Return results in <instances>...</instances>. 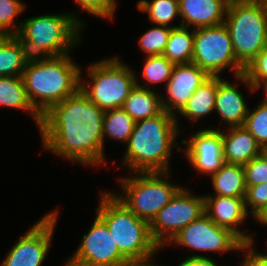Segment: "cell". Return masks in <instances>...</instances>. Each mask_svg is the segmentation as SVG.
Listing matches in <instances>:
<instances>
[{
  "mask_svg": "<svg viewBox=\"0 0 267 266\" xmlns=\"http://www.w3.org/2000/svg\"><path fill=\"white\" fill-rule=\"evenodd\" d=\"M249 107L244 100L243 93L236 88V84L222 79L217 84L215 112L228 123V127L243 126Z\"/></svg>",
  "mask_w": 267,
  "mask_h": 266,
  "instance_id": "obj_19",
  "label": "cell"
},
{
  "mask_svg": "<svg viewBox=\"0 0 267 266\" xmlns=\"http://www.w3.org/2000/svg\"><path fill=\"white\" fill-rule=\"evenodd\" d=\"M26 4L19 0H0V36L17 35L21 22H15V18L26 8Z\"/></svg>",
  "mask_w": 267,
  "mask_h": 266,
  "instance_id": "obj_29",
  "label": "cell"
},
{
  "mask_svg": "<svg viewBox=\"0 0 267 266\" xmlns=\"http://www.w3.org/2000/svg\"><path fill=\"white\" fill-rule=\"evenodd\" d=\"M138 82L136 77V86L121 107L135 122L155 117L164 111L160 93Z\"/></svg>",
  "mask_w": 267,
  "mask_h": 266,
  "instance_id": "obj_20",
  "label": "cell"
},
{
  "mask_svg": "<svg viewBox=\"0 0 267 266\" xmlns=\"http://www.w3.org/2000/svg\"><path fill=\"white\" fill-rule=\"evenodd\" d=\"M171 27L156 25L140 36L139 48L146 56L162 55L171 32Z\"/></svg>",
  "mask_w": 267,
  "mask_h": 266,
  "instance_id": "obj_30",
  "label": "cell"
},
{
  "mask_svg": "<svg viewBox=\"0 0 267 266\" xmlns=\"http://www.w3.org/2000/svg\"><path fill=\"white\" fill-rule=\"evenodd\" d=\"M0 105L29 112L39 129L41 116L28 100L22 76L0 77Z\"/></svg>",
  "mask_w": 267,
  "mask_h": 266,
  "instance_id": "obj_23",
  "label": "cell"
},
{
  "mask_svg": "<svg viewBox=\"0 0 267 266\" xmlns=\"http://www.w3.org/2000/svg\"><path fill=\"white\" fill-rule=\"evenodd\" d=\"M267 204V183L247 186L245 197V208L251 216ZM251 207L250 211L248 208Z\"/></svg>",
  "mask_w": 267,
  "mask_h": 266,
  "instance_id": "obj_35",
  "label": "cell"
},
{
  "mask_svg": "<svg viewBox=\"0 0 267 266\" xmlns=\"http://www.w3.org/2000/svg\"><path fill=\"white\" fill-rule=\"evenodd\" d=\"M224 24L245 68L267 46V0H230Z\"/></svg>",
  "mask_w": 267,
  "mask_h": 266,
  "instance_id": "obj_6",
  "label": "cell"
},
{
  "mask_svg": "<svg viewBox=\"0 0 267 266\" xmlns=\"http://www.w3.org/2000/svg\"><path fill=\"white\" fill-rule=\"evenodd\" d=\"M177 117L164 110L155 117L135 122L122 158V164L129 172L170 171L172 147L182 151L176 142L180 134Z\"/></svg>",
  "mask_w": 267,
  "mask_h": 266,
  "instance_id": "obj_2",
  "label": "cell"
},
{
  "mask_svg": "<svg viewBox=\"0 0 267 266\" xmlns=\"http://www.w3.org/2000/svg\"><path fill=\"white\" fill-rule=\"evenodd\" d=\"M134 126L135 121L121 107L106 110L103 119V140L107 136L127 143Z\"/></svg>",
  "mask_w": 267,
  "mask_h": 266,
  "instance_id": "obj_26",
  "label": "cell"
},
{
  "mask_svg": "<svg viewBox=\"0 0 267 266\" xmlns=\"http://www.w3.org/2000/svg\"><path fill=\"white\" fill-rule=\"evenodd\" d=\"M153 256H155V255L152 254V255L147 256V257H143V258L136 259L134 261H130L127 266H164V265H160V264L157 265L155 263L152 264L153 262H150V261L153 258Z\"/></svg>",
  "mask_w": 267,
  "mask_h": 266,
  "instance_id": "obj_39",
  "label": "cell"
},
{
  "mask_svg": "<svg viewBox=\"0 0 267 266\" xmlns=\"http://www.w3.org/2000/svg\"><path fill=\"white\" fill-rule=\"evenodd\" d=\"M134 176L120 178L123 196L115 197L137 217L151 223L182 188L169 182L168 172H136Z\"/></svg>",
  "mask_w": 267,
  "mask_h": 266,
  "instance_id": "obj_8",
  "label": "cell"
},
{
  "mask_svg": "<svg viewBox=\"0 0 267 266\" xmlns=\"http://www.w3.org/2000/svg\"><path fill=\"white\" fill-rule=\"evenodd\" d=\"M98 204L97 216L129 262L158 253L160 246L152 238L150 223L137 217L112 192L101 191Z\"/></svg>",
  "mask_w": 267,
  "mask_h": 266,
  "instance_id": "obj_5",
  "label": "cell"
},
{
  "mask_svg": "<svg viewBox=\"0 0 267 266\" xmlns=\"http://www.w3.org/2000/svg\"><path fill=\"white\" fill-rule=\"evenodd\" d=\"M92 224L64 266H127L106 224L97 215Z\"/></svg>",
  "mask_w": 267,
  "mask_h": 266,
  "instance_id": "obj_12",
  "label": "cell"
},
{
  "mask_svg": "<svg viewBox=\"0 0 267 266\" xmlns=\"http://www.w3.org/2000/svg\"><path fill=\"white\" fill-rule=\"evenodd\" d=\"M80 68L69 54L28 59L22 77L28 100L40 116L79 89Z\"/></svg>",
  "mask_w": 267,
  "mask_h": 266,
  "instance_id": "obj_3",
  "label": "cell"
},
{
  "mask_svg": "<svg viewBox=\"0 0 267 266\" xmlns=\"http://www.w3.org/2000/svg\"><path fill=\"white\" fill-rule=\"evenodd\" d=\"M246 186L267 183V160L261 154L243 165Z\"/></svg>",
  "mask_w": 267,
  "mask_h": 266,
  "instance_id": "obj_32",
  "label": "cell"
},
{
  "mask_svg": "<svg viewBox=\"0 0 267 266\" xmlns=\"http://www.w3.org/2000/svg\"><path fill=\"white\" fill-rule=\"evenodd\" d=\"M190 266H217L213 259L203 255H190L185 259Z\"/></svg>",
  "mask_w": 267,
  "mask_h": 266,
  "instance_id": "obj_38",
  "label": "cell"
},
{
  "mask_svg": "<svg viewBox=\"0 0 267 266\" xmlns=\"http://www.w3.org/2000/svg\"><path fill=\"white\" fill-rule=\"evenodd\" d=\"M204 196L205 213L216 225L231 230L245 244H254L253 234H247L238 228L249 217L245 208V198L209 194Z\"/></svg>",
  "mask_w": 267,
  "mask_h": 266,
  "instance_id": "obj_16",
  "label": "cell"
},
{
  "mask_svg": "<svg viewBox=\"0 0 267 266\" xmlns=\"http://www.w3.org/2000/svg\"><path fill=\"white\" fill-rule=\"evenodd\" d=\"M222 79L223 77L221 78V76H210L195 90L191 98L177 114L193 122L215 111L217 84Z\"/></svg>",
  "mask_w": 267,
  "mask_h": 266,
  "instance_id": "obj_21",
  "label": "cell"
},
{
  "mask_svg": "<svg viewBox=\"0 0 267 266\" xmlns=\"http://www.w3.org/2000/svg\"><path fill=\"white\" fill-rule=\"evenodd\" d=\"M221 131L223 159L228 164L245 165L261 155L262 147L243 126L227 127Z\"/></svg>",
  "mask_w": 267,
  "mask_h": 266,
  "instance_id": "obj_18",
  "label": "cell"
},
{
  "mask_svg": "<svg viewBox=\"0 0 267 266\" xmlns=\"http://www.w3.org/2000/svg\"><path fill=\"white\" fill-rule=\"evenodd\" d=\"M210 76L194 63L175 64L166 84L167 97L162 96L163 109L173 115L184 107L195 90Z\"/></svg>",
  "mask_w": 267,
  "mask_h": 266,
  "instance_id": "obj_15",
  "label": "cell"
},
{
  "mask_svg": "<svg viewBox=\"0 0 267 266\" xmlns=\"http://www.w3.org/2000/svg\"><path fill=\"white\" fill-rule=\"evenodd\" d=\"M58 213H47L21 235L0 266H41L51 246Z\"/></svg>",
  "mask_w": 267,
  "mask_h": 266,
  "instance_id": "obj_13",
  "label": "cell"
},
{
  "mask_svg": "<svg viewBox=\"0 0 267 266\" xmlns=\"http://www.w3.org/2000/svg\"><path fill=\"white\" fill-rule=\"evenodd\" d=\"M28 58L16 35L0 36V77L22 76Z\"/></svg>",
  "mask_w": 267,
  "mask_h": 266,
  "instance_id": "obj_24",
  "label": "cell"
},
{
  "mask_svg": "<svg viewBox=\"0 0 267 266\" xmlns=\"http://www.w3.org/2000/svg\"><path fill=\"white\" fill-rule=\"evenodd\" d=\"M104 110L80 88L41 116L42 146L53 154L82 165L107 164L104 156Z\"/></svg>",
  "mask_w": 267,
  "mask_h": 266,
  "instance_id": "obj_1",
  "label": "cell"
},
{
  "mask_svg": "<svg viewBox=\"0 0 267 266\" xmlns=\"http://www.w3.org/2000/svg\"><path fill=\"white\" fill-rule=\"evenodd\" d=\"M235 78L236 80L242 82V84H245V86L248 88V90H250V92H253V91L256 92V90L262 88L263 86V90L266 93V97H264L261 103L267 104V77L263 79H258L253 85L249 83V81L243 74L236 76Z\"/></svg>",
  "mask_w": 267,
  "mask_h": 266,
  "instance_id": "obj_37",
  "label": "cell"
},
{
  "mask_svg": "<svg viewBox=\"0 0 267 266\" xmlns=\"http://www.w3.org/2000/svg\"><path fill=\"white\" fill-rule=\"evenodd\" d=\"M264 157H265V159L267 160V147H264V148H262V153H261Z\"/></svg>",
  "mask_w": 267,
  "mask_h": 266,
  "instance_id": "obj_41",
  "label": "cell"
},
{
  "mask_svg": "<svg viewBox=\"0 0 267 266\" xmlns=\"http://www.w3.org/2000/svg\"><path fill=\"white\" fill-rule=\"evenodd\" d=\"M252 218H255L254 220L262 225H267V204H265L259 211H257Z\"/></svg>",
  "mask_w": 267,
  "mask_h": 266,
  "instance_id": "obj_40",
  "label": "cell"
},
{
  "mask_svg": "<svg viewBox=\"0 0 267 266\" xmlns=\"http://www.w3.org/2000/svg\"><path fill=\"white\" fill-rule=\"evenodd\" d=\"M205 196L182 187L150 223L154 241L163 248L188 224L205 214Z\"/></svg>",
  "mask_w": 267,
  "mask_h": 266,
  "instance_id": "obj_10",
  "label": "cell"
},
{
  "mask_svg": "<svg viewBox=\"0 0 267 266\" xmlns=\"http://www.w3.org/2000/svg\"><path fill=\"white\" fill-rule=\"evenodd\" d=\"M178 266H190V265L186 260H183L182 262H180Z\"/></svg>",
  "mask_w": 267,
  "mask_h": 266,
  "instance_id": "obj_42",
  "label": "cell"
},
{
  "mask_svg": "<svg viewBox=\"0 0 267 266\" xmlns=\"http://www.w3.org/2000/svg\"><path fill=\"white\" fill-rule=\"evenodd\" d=\"M242 250L246 252L241 266H267V256L263 253L255 252L253 244L246 243L242 246Z\"/></svg>",
  "mask_w": 267,
  "mask_h": 266,
  "instance_id": "obj_36",
  "label": "cell"
},
{
  "mask_svg": "<svg viewBox=\"0 0 267 266\" xmlns=\"http://www.w3.org/2000/svg\"><path fill=\"white\" fill-rule=\"evenodd\" d=\"M142 78L148 86L150 84L166 83L169 81L175 66L163 55L146 56Z\"/></svg>",
  "mask_w": 267,
  "mask_h": 266,
  "instance_id": "obj_28",
  "label": "cell"
},
{
  "mask_svg": "<svg viewBox=\"0 0 267 266\" xmlns=\"http://www.w3.org/2000/svg\"><path fill=\"white\" fill-rule=\"evenodd\" d=\"M76 4L92 16L111 19L114 16L116 0H74Z\"/></svg>",
  "mask_w": 267,
  "mask_h": 266,
  "instance_id": "obj_33",
  "label": "cell"
},
{
  "mask_svg": "<svg viewBox=\"0 0 267 266\" xmlns=\"http://www.w3.org/2000/svg\"><path fill=\"white\" fill-rule=\"evenodd\" d=\"M85 23L74 14L40 15L21 22L16 35L28 59L62 56L79 45Z\"/></svg>",
  "mask_w": 267,
  "mask_h": 266,
  "instance_id": "obj_4",
  "label": "cell"
},
{
  "mask_svg": "<svg viewBox=\"0 0 267 266\" xmlns=\"http://www.w3.org/2000/svg\"><path fill=\"white\" fill-rule=\"evenodd\" d=\"M213 195L245 198L247 186L243 165L224 163L221 168L210 175Z\"/></svg>",
  "mask_w": 267,
  "mask_h": 266,
  "instance_id": "obj_22",
  "label": "cell"
},
{
  "mask_svg": "<svg viewBox=\"0 0 267 266\" xmlns=\"http://www.w3.org/2000/svg\"><path fill=\"white\" fill-rule=\"evenodd\" d=\"M243 75L247 78L251 85H253L258 79L267 77V46L245 66Z\"/></svg>",
  "mask_w": 267,
  "mask_h": 266,
  "instance_id": "obj_34",
  "label": "cell"
},
{
  "mask_svg": "<svg viewBox=\"0 0 267 266\" xmlns=\"http://www.w3.org/2000/svg\"><path fill=\"white\" fill-rule=\"evenodd\" d=\"M248 113L243 127L257 140L258 144L267 147V104L260 103Z\"/></svg>",
  "mask_w": 267,
  "mask_h": 266,
  "instance_id": "obj_31",
  "label": "cell"
},
{
  "mask_svg": "<svg viewBox=\"0 0 267 266\" xmlns=\"http://www.w3.org/2000/svg\"><path fill=\"white\" fill-rule=\"evenodd\" d=\"M230 0H178L180 25L193 29L221 25Z\"/></svg>",
  "mask_w": 267,
  "mask_h": 266,
  "instance_id": "obj_17",
  "label": "cell"
},
{
  "mask_svg": "<svg viewBox=\"0 0 267 266\" xmlns=\"http://www.w3.org/2000/svg\"><path fill=\"white\" fill-rule=\"evenodd\" d=\"M87 72L89 82L81 79L80 71L79 88L104 111L122 107L136 86L135 72L118 56L91 63Z\"/></svg>",
  "mask_w": 267,
  "mask_h": 266,
  "instance_id": "obj_7",
  "label": "cell"
},
{
  "mask_svg": "<svg viewBox=\"0 0 267 266\" xmlns=\"http://www.w3.org/2000/svg\"><path fill=\"white\" fill-rule=\"evenodd\" d=\"M194 48V29L181 26L171 29L163 56L174 64L192 63Z\"/></svg>",
  "mask_w": 267,
  "mask_h": 266,
  "instance_id": "obj_25",
  "label": "cell"
},
{
  "mask_svg": "<svg viewBox=\"0 0 267 266\" xmlns=\"http://www.w3.org/2000/svg\"><path fill=\"white\" fill-rule=\"evenodd\" d=\"M137 8L148 14V19L155 25L166 27H179L171 25L170 22L179 15L178 0H139Z\"/></svg>",
  "mask_w": 267,
  "mask_h": 266,
  "instance_id": "obj_27",
  "label": "cell"
},
{
  "mask_svg": "<svg viewBox=\"0 0 267 266\" xmlns=\"http://www.w3.org/2000/svg\"><path fill=\"white\" fill-rule=\"evenodd\" d=\"M189 140H182L186 144L183 151L188 158L189 163L196 171L211 175L217 172L225 163L223 159L222 135L220 129H200Z\"/></svg>",
  "mask_w": 267,
  "mask_h": 266,
  "instance_id": "obj_14",
  "label": "cell"
},
{
  "mask_svg": "<svg viewBox=\"0 0 267 266\" xmlns=\"http://www.w3.org/2000/svg\"><path fill=\"white\" fill-rule=\"evenodd\" d=\"M192 63L209 76H220L227 67H231L235 77L244 72V67L236 59L229 30L224 23L194 29Z\"/></svg>",
  "mask_w": 267,
  "mask_h": 266,
  "instance_id": "obj_9",
  "label": "cell"
},
{
  "mask_svg": "<svg viewBox=\"0 0 267 266\" xmlns=\"http://www.w3.org/2000/svg\"><path fill=\"white\" fill-rule=\"evenodd\" d=\"M173 243L200 252H217V255L242 251L245 244L231 230L216 225L206 213L184 227L167 245Z\"/></svg>",
  "mask_w": 267,
  "mask_h": 266,
  "instance_id": "obj_11",
  "label": "cell"
}]
</instances>
